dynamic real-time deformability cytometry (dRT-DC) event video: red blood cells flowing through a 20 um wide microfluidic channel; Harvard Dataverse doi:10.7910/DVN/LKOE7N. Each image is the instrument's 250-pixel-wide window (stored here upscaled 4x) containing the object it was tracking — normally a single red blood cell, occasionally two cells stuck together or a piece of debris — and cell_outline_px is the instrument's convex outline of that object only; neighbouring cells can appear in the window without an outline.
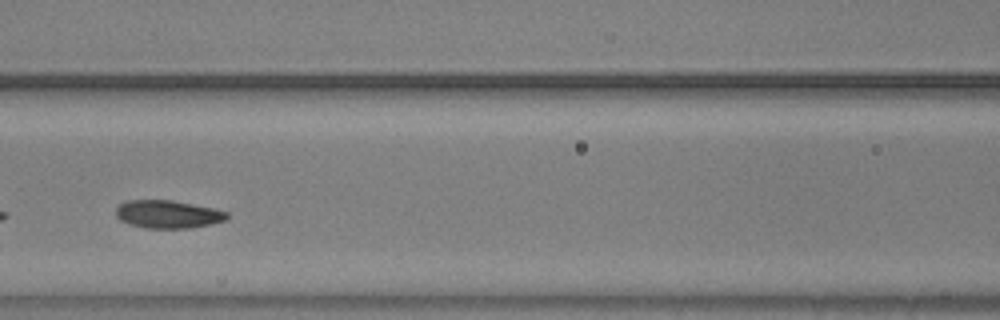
{"species": "common noctule bat (a hibernating species)", "species_latin": "Nyctalus noctula", "temperature_condition": "warm", "stored_images_in_passage": 21, "camera_frame_rate_fps": 3000, "um_per_image_px": 0.085, "animal": {"sex": "male", "body_mass_g": 20.5, "forearm_length_mm": 52.5}, "frame": {"image": 1, "passage_image": 16, "time_ms": 5.0, "image_size_px": [1000, 320], "cell_outline_px": [[228, 216], [224, 220], [212, 224], [192, 228], [144, 228], [128, 224], [120, 220], [116, 216], [116, 208], [120, 204], [128, 200], [172, 200], [212, 208], [228, 212]], "centroid_in_image_um": [14.24, 18.22], "position_along_channel_um": 152.4, "area_um2": 18.09}}
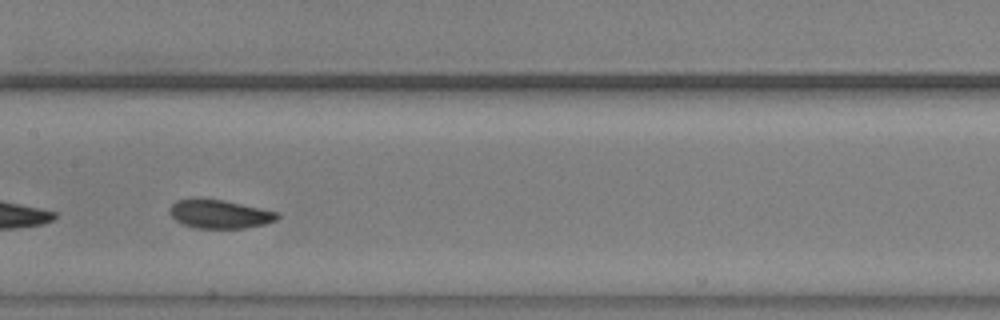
{"frame": {"image": 2, "passage_image": 19, "time_ms": 6.0, "image_size_px": [1000, 320], "cell_outline_px": [[280, 216], [276, 220], [264, 224], [244, 228], [196, 228], [184, 224], [176, 220], [168, 212], [172, 204], [176, 200], [196, 196], [200, 196], [224, 200], [280, 212]], "centroid_in_image_um": [18.65, 18.15], "position_along_channel_um": 188.8, "area_um2": 18.38}}